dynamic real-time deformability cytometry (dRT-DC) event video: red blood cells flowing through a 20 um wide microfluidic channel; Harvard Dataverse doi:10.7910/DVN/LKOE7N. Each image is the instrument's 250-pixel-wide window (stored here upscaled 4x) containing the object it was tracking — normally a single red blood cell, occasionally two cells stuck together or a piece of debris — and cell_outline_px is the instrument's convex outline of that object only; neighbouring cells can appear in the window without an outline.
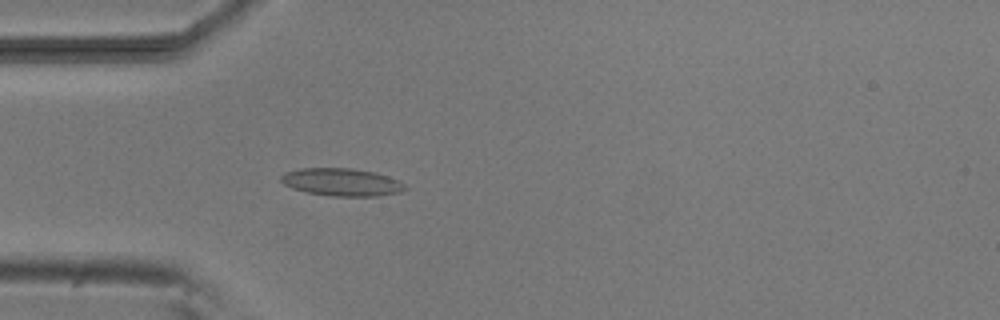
{"species": "common noctule bat (a hibernating species)", "species_latin": "Nyctalus noctula", "temperature_condition": "room temperature", "stored_images_in_passage": 5, "camera_frame_rate_fps": 3000, "um_per_image_px": 0.085, "animal": {"sex": "male", "body_mass_g": 20.5, "forearm_length_mm": 52.5}, "frame": {"image": 1, "passage_image": 5, "time_ms": 4.667, "image_size_px": [1000, 320], "cell_outline_px": [[408, 188], [400, 192], [376, 196], [332, 196], [308, 192], [292, 188], [284, 184], [280, 180], [280, 176], [284, 172], [300, 168], [352, 168], [376, 172], [388, 176], [404, 184]], "centroid_in_image_um": [29.03, 15.47], "position_along_channel_um": 56.0, "area_um2": 20.0}}